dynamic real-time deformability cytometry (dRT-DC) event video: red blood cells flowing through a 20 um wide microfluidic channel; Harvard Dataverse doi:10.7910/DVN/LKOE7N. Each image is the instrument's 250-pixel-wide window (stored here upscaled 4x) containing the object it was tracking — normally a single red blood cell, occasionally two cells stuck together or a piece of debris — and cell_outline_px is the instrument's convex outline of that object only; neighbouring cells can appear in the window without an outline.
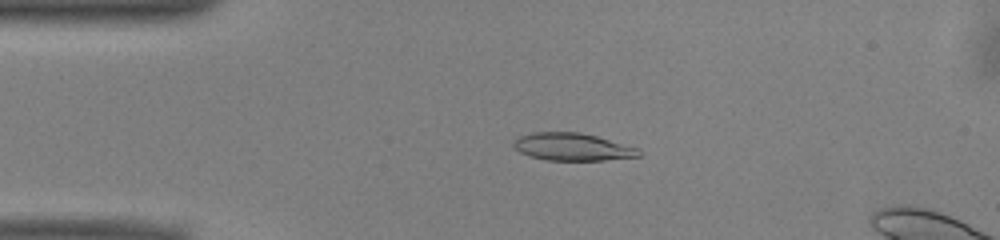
{"species": "common noctule bat (a hibernating species)", "species_latin": "Nyctalus noctula", "temperature_condition": "warm", "stored_images_in_passage": 49, "camera_frame_rate_fps": 3000, "um_per_image_px": 0.085, "animal": {"sex": "male", "body_mass_g": 13.0, "forearm_length_mm": 53.1}, "frame": {"image": 1, "passage_image": 10, "time_ms": 3.0, "image_size_px": [1000, 240], "cell_outline_px": [[640, 156], [604, 160], [544, 160], [528, 156], [512, 148], [512, 140], [520, 136], [532, 132], [580, 132], [596, 136], [636, 148], [640, 152]], "centroid_in_image_um": [48.55, 12.48], "position_along_channel_um": 36.5, "area_um2": 20.06}}
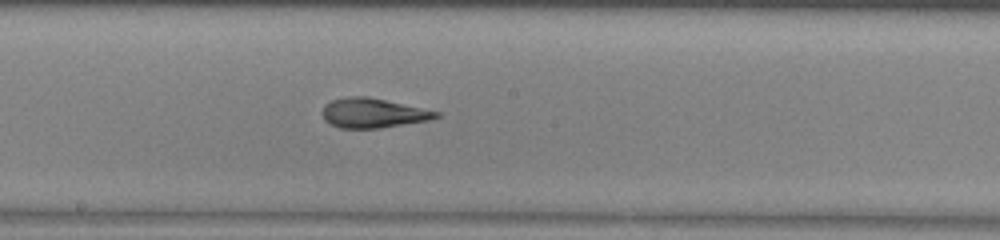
{"frame": {"image": 2, "passage_image": 26, "time_ms": 8.333, "image_size_px": [1000, 240], "cell_outline_px": [[440, 116], [432, 120], [380, 128], [340, 128], [324, 120], [320, 112], [324, 104], [332, 100], [344, 96], [368, 96], [440, 112]], "centroid_in_image_um": [31.68, 9.6], "position_along_channel_um": 216.5, "area_um2": 19.83}}
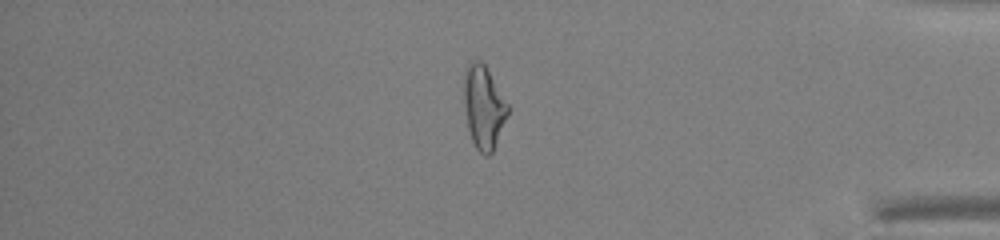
{"frame": {"image": 3, "passage_image": 42, "time_ms": 13.667, "image_size_px": [1000, 240], "cell_outline_px": [[508, 112], [492, 152], [488, 156], [484, 156], [476, 148], [472, 140], [468, 128], [464, 108], [464, 68], [468, 60], [480, 60], [484, 64], [508, 104]], "centroid_in_image_um": [41.07, 9.07], "position_along_channel_um": 394.1, "area_um2": 21.04}, "authors_computed_cell_mechanics": {"area_um2": 20.4034, "velocity_mm_per_s": 3.9744, "shape_relaxation_time_tau1_ms": 4.7821, "shape_relaxation_time_tau2_ms": 1.993, "deformation_change_tau1": 0.1918, "deformation_change_tau2": 0.1172}}